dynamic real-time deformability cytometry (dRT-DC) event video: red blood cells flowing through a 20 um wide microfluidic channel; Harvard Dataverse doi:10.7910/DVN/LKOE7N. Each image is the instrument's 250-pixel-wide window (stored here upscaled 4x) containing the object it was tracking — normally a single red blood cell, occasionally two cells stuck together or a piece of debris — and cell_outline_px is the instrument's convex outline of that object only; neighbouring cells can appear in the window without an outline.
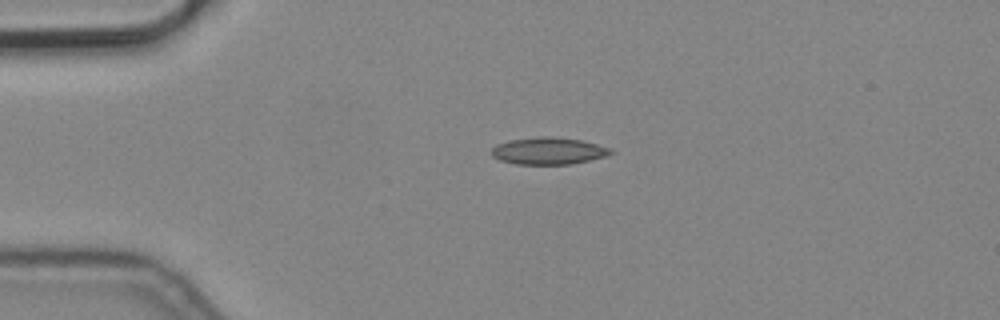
{"species": "common noctule bat (a hibernating species)", "species_latin": "Nyctalus noctula", "temperature_condition": "cold", "stored_images_in_passage": 2, "camera_frame_rate_fps": 3000, "um_per_image_px": 0.085, "animal": {"sex": "male", "body_mass_g": 19.2, "forearm_length_mm": 51.8}, "frame": {"image": 1, "passage_image": 1, "time_ms": 0.0, "image_size_px": [1000, 320], "cell_outline_px": [[616, 152], [608, 156], [572, 164], [516, 164], [500, 160], [492, 156], [492, 148], [496, 144], [508, 140], [540, 136], [552, 136], [580, 140], [612, 148]], "centroid_in_image_um": [46.65, 12.82], "position_along_channel_um": 38.4, "area_um2": 18.96}}